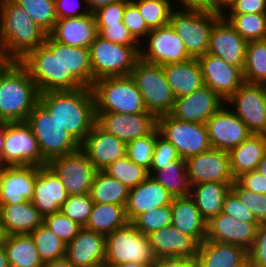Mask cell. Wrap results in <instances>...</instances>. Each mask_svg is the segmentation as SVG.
I'll use <instances>...</instances> for the list:
<instances>
[{"mask_svg":"<svg viewBox=\"0 0 266 267\" xmlns=\"http://www.w3.org/2000/svg\"><path fill=\"white\" fill-rule=\"evenodd\" d=\"M39 102L80 145L96 123L95 100L90 87L40 93Z\"/></svg>","mask_w":266,"mask_h":267,"instance_id":"1","label":"cell"},{"mask_svg":"<svg viewBox=\"0 0 266 267\" xmlns=\"http://www.w3.org/2000/svg\"><path fill=\"white\" fill-rule=\"evenodd\" d=\"M47 35L13 0H0V47L9 61H20Z\"/></svg>","mask_w":266,"mask_h":267,"instance_id":"2","label":"cell"},{"mask_svg":"<svg viewBox=\"0 0 266 267\" xmlns=\"http://www.w3.org/2000/svg\"><path fill=\"white\" fill-rule=\"evenodd\" d=\"M39 91L19 61L0 70V122L26 121L39 102Z\"/></svg>","mask_w":266,"mask_h":267,"instance_id":"3","label":"cell"},{"mask_svg":"<svg viewBox=\"0 0 266 267\" xmlns=\"http://www.w3.org/2000/svg\"><path fill=\"white\" fill-rule=\"evenodd\" d=\"M19 62L27 69L39 93L74 91L83 87L64 68L61 62V43L49 35L43 45L28 52Z\"/></svg>","mask_w":266,"mask_h":267,"instance_id":"4","label":"cell"},{"mask_svg":"<svg viewBox=\"0 0 266 267\" xmlns=\"http://www.w3.org/2000/svg\"><path fill=\"white\" fill-rule=\"evenodd\" d=\"M91 89L95 100V113H150L130 76L100 78L94 81Z\"/></svg>","mask_w":266,"mask_h":267,"instance_id":"5","label":"cell"},{"mask_svg":"<svg viewBox=\"0 0 266 267\" xmlns=\"http://www.w3.org/2000/svg\"><path fill=\"white\" fill-rule=\"evenodd\" d=\"M222 15L196 8H174L169 23L181 37L192 58L205 55L209 49L210 32Z\"/></svg>","mask_w":266,"mask_h":267,"instance_id":"6","label":"cell"},{"mask_svg":"<svg viewBox=\"0 0 266 267\" xmlns=\"http://www.w3.org/2000/svg\"><path fill=\"white\" fill-rule=\"evenodd\" d=\"M139 50L140 45H119L97 35L89 47L92 85L104 77L130 76Z\"/></svg>","mask_w":266,"mask_h":267,"instance_id":"7","label":"cell"},{"mask_svg":"<svg viewBox=\"0 0 266 267\" xmlns=\"http://www.w3.org/2000/svg\"><path fill=\"white\" fill-rule=\"evenodd\" d=\"M130 77L141 93L148 112L156 117L171 112L176 98L167 83L162 65L150 64L139 59Z\"/></svg>","mask_w":266,"mask_h":267,"instance_id":"8","label":"cell"},{"mask_svg":"<svg viewBox=\"0 0 266 267\" xmlns=\"http://www.w3.org/2000/svg\"><path fill=\"white\" fill-rule=\"evenodd\" d=\"M26 122L30 125L40 152L47 162L80 148V144L63 129L40 102L35 105Z\"/></svg>","mask_w":266,"mask_h":267,"instance_id":"9","label":"cell"},{"mask_svg":"<svg viewBox=\"0 0 266 267\" xmlns=\"http://www.w3.org/2000/svg\"><path fill=\"white\" fill-rule=\"evenodd\" d=\"M156 261L147 235L140 233L131 222L106 236L105 264L135 262L149 266Z\"/></svg>","mask_w":266,"mask_h":267,"instance_id":"10","label":"cell"},{"mask_svg":"<svg viewBox=\"0 0 266 267\" xmlns=\"http://www.w3.org/2000/svg\"><path fill=\"white\" fill-rule=\"evenodd\" d=\"M4 147L2 160L4 166H46L38 141L26 121L4 122Z\"/></svg>","mask_w":266,"mask_h":267,"instance_id":"11","label":"cell"},{"mask_svg":"<svg viewBox=\"0 0 266 267\" xmlns=\"http://www.w3.org/2000/svg\"><path fill=\"white\" fill-rule=\"evenodd\" d=\"M157 128L160 135L177 149L184 160L212 148L206 124L185 122L165 114L157 117Z\"/></svg>","mask_w":266,"mask_h":267,"instance_id":"12","label":"cell"},{"mask_svg":"<svg viewBox=\"0 0 266 267\" xmlns=\"http://www.w3.org/2000/svg\"><path fill=\"white\" fill-rule=\"evenodd\" d=\"M191 58L170 23L151 30L140 44L139 59L150 64H174Z\"/></svg>","mask_w":266,"mask_h":267,"instance_id":"13","label":"cell"},{"mask_svg":"<svg viewBox=\"0 0 266 267\" xmlns=\"http://www.w3.org/2000/svg\"><path fill=\"white\" fill-rule=\"evenodd\" d=\"M252 134L266 135V85L244 82L226 101Z\"/></svg>","mask_w":266,"mask_h":267,"instance_id":"14","label":"cell"},{"mask_svg":"<svg viewBox=\"0 0 266 267\" xmlns=\"http://www.w3.org/2000/svg\"><path fill=\"white\" fill-rule=\"evenodd\" d=\"M47 165L59 177L68 195L90 193L97 170L81 148L73 153L56 157Z\"/></svg>","mask_w":266,"mask_h":267,"instance_id":"15","label":"cell"},{"mask_svg":"<svg viewBox=\"0 0 266 267\" xmlns=\"http://www.w3.org/2000/svg\"><path fill=\"white\" fill-rule=\"evenodd\" d=\"M185 161L191 186L204 182H235L228 151L211 148Z\"/></svg>","mask_w":266,"mask_h":267,"instance_id":"16","label":"cell"},{"mask_svg":"<svg viewBox=\"0 0 266 267\" xmlns=\"http://www.w3.org/2000/svg\"><path fill=\"white\" fill-rule=\"evenodd\" d=\"M205 124L211 147L228 152L252 134L246 124L226 105Z\"/></svg>","mask_w":266,"mask_h":267,"instance_id":"17","label":"cell"},{"mask_svg":"<svg viewBox=\"0 0 266 267\" xmlns=\"http://www.w3.org/2000/svg\"><path fill=\"white\" fill-rule=\"evenodd\" d=\"M96 123L127 144L151 134L157 128V117L152 113H96Z\"/></svg>","mask_w":266,"mask_h":267,"instance_id":"18","label":"cell"},{"mask_svg":"<svg viewBox=\"0 0 266 267\" xmlns=\"http://www.w3.org/2000/svg\"><path fill=\"white\" fill-rule=\"evenodd\" d=\"M247 41L234 27L221 16L210 32L209 54L223 59L227 64L239 68L242 72L246 62Z\"/></svg>","mask_w":266,"mask_h":267,"instance_id":"19","label":"cell"},{"mask_svg":"<svg viewBox=\"0 0 266 267\" xmlns=\"http://www.w3.org/2000/svg\"><path fill=\"white\" fill-rule=\"evenodd\" d=\"M224 105L225 101L216 92L203 85L191 94L176 98L169 114L185 122L205 124Z\"/></svg>","mask_w":266,"mask_h":267,"instance_id":"20","label":"cell"},{"mask_svg":"<svg viewBox=\"0 0 266 267\" xmlns=\"http://www.w3.org/2000/svg\"><path fill=\"white\" fill-rule=\"evenodd\" d=\"M204 86L216 92L226 101L244 83L243 72L223 59L209 53L197 58Z\"/></svg>","mask_w":266,"mask_h":267,"instance_id":"21","label":"cell"},{"mask_svg":"<svg viewBox=\"0 0 266 267\" xmlns=\"http://www.w3.org/2000/svg\"><path fill=\"white\" fill-rule=\"evenodd\" d=\"M149 245L158 259L165 257H190L197 259L201 243L174 225L147 234Z\"/></svg>","mask_w":266,"mask_h":267,"instance_id":"22","label":"cell"},{"mask_svg":"<svg viewBox=\"0 0 266 267\" xmlns=\"http://www.w3.org/2000/svg\"><path fill=\"white\" fill-rule=\"evenodd\" d=\"M67 198L66 189L56 173L48 165L35 166V181L31 202L39 212L43 216L59 212Z\"/></svg>","mask_w":266,"mask_h":267,"instance_id":"23","label":"cell"},{"mask_svg":"<svg viewBox=\"0 0 266 267\" xmlns=\"http://www.w3.org/2000/svg\"><path fill=\"white\" fill-rule=\"evenodd\" d=\"M80 148L87 154L97 171H103L126 155V144L103 130L97 123L94 124Z\"/></svg>","mask_w":266,"mask_h":267,"instance_id":"24","label":"cell"},{"mask_svg":"<svg viewBox=\"0 0 266 267\" xmlns=\"http://www.w3.org/2000/svg\"><path fill=\"white\" fill-rule=\"evenodd\" d=\"M259 224L239 221L221 212L207 222L206 240L239 245L248 251Z\"/></svg>","mask_w":266,"mask_h":267,"instance_id":"25","label":"cell"},{"mask_svg":"<svg viewBox=\"0 0 266 267\" xmlns=\"http://www.w3.org/2000/svg\"><path fill=\"white\" fill-rule=\"evenodd\" d=\"M65 258L74 267H90L105 263L106 236L83 227L66 245Z\"/></svg>","mask_w":266,"mask_h":267,"instance_id":"26","label":"cell"},{"mask_svg":"<svg viewBox=\"0 0 266 267\" xmlns=\"http://www.w3.org/2000/svg\"><path fill=\"white\" fill-rule=\"evenodd\" d=\"M173 196L150 175L136 187L129 189L125 213L128 222H132L138 215L171 205Z\"/></svg>","mask_w":266,"mask_h":267,"instance_id":"27","label":"cell"},{"mask_svg":"<svg viewBox=\"0 0 266 267\" xmlns=\"http://www.w3.org/2000/svg\"><path fill=\"white\" fill-rule=\"evenodd\" d=\"M48 35L56 42L68 46L89 48L98 35L95 17L90 13L80 17L57 19Z\"/></svg>","mask_w":266,"mask_h":267,"instance_id":"28","label":"cell"},{"mask_svg":"<svg viewBox=\"0 0 266 267\" xmlns=\"http://www.w3.org/2000/svg\"><path fill=\"white\" fill-rule=\"evenodd\" d=\"M35 181V166L2 167V204H17L32 201Z\"/></svg>","mask_w":266,"mask_h":267,"instance_id":"29","label":"cell"},{"mask_svg":"<svg viewBox=\"0 0 266 267\" xmlns=\"http://www.w3.org/2000/svg\"><path fill=\"white\" fill-rule=\"evenodd\" d=\"M248 261V251L235 244L204 240L199 248L197 267H241Z\"/></svg>","mask_w":266,"mask_h":267,"instance_id":"30","label":"cell"},{"mask_svg":"<svg viewBox=\"0 0 266 267\" xmlns=\"http://www.w3.org/2000/svg\"><path fill=\"white\" fill-rule=\"evenodd\" d=\"M0 217L7 235L30 234L44 221V216L31 201L2 204L0 206Z\"/></svg>","mask_w":266,"mask_h":267,"instance_id":"31","label":"cell"},{"mask_svg":"<svg viewBox=\"0 0 266 267\" xmlns=\"http://www.w3.org/2000/svg\"><path fill=\"white\" fill-rule=\"evenodd\" d=\"M172 225L181 232L196 238L200 243L206 239L207 221L202 217L190 196L174 197L171 203Z\"/></svg>","mask_w":266,"mask_h":267,"instance_id":"32","label":"cell"},{"mask_svg":"<svg viewBox=\"0 0 266 267\" xmlns=\"http://www.w3.org/2000/svg\"><path fill=\"white\" fill-rule=\"evenodd\" d=\"M162 67L167 83L175 98L191 94L204 85L201 67L197 58H191L180 63L162 65Z\"/></svg>","mask_w":266,"mask_h":267,"instance_id":"33","label":"cell"},{"mask_svg":"<svg viewBox=\"0 0 266 267\" xmlns=\"http://www.w3.org/2000/svg\"><path fill=\"white\" fill-rule=\"evenodd\" d=\"M266 153V135L251 134L229 151L230 169L236 180L244 173L257 170Z\"/></svg>","mask_w":266,"mask_h":267,"instance_id":"34","label":"cell"},{"mask_svg":"<svg viewBox=\"0 0 266 267\" xmlns=\"http://www.w3.org/2000/svg\"><path fill=\"white\" fill-rule=\"evenodd\" d=\"M232 184L227 182H204L191 186L190 197L207 222L222 212L225 197L231 190Z\"/></svg>","mask_w":266,"mask_h":267,"instance_id":"35","label":"cell"},{"mask_svg":"<svg viewBox=\"0 0 266 267\" xmlns=\"http://www.w3.org/2000/svg\"><path fill=\"white\" fill-rule=\"evenodd\" d=\"M10 267H43L31 234L7 235L3 244Z\"/></svg>","mask_w":266,"mask_h":267,"instance_id":"36","label":"cell"},{"mask_svg":"<svg viewBox=\"0 0 266 267\" xmlns=\"http://www.w3.org/2000/svg\"><path fill=\"white\" fill-rule=\"evenodd\" d=\"M148 173L173 197L190 196L191 184L184 159L173 160L162 169L149 170Z\"/></svg>","mask_w":266,"mask_h":267,"instance_id":"37","label":"cell"},{"mask_svg":"<svg viewBox=\"0 0 266 267\" xmlns=\"http://www.w3.org/2000/svg\"><path fill=\"white\" fill-rule=\"evenodd\" d=\"M128 223L125 206L93 203L90 218L85 228L105 236Z\"/></svg>","mask_w":266,"mask_h":267,"instance_id":"38","label":"cell"},{"mask_svg":"<svg viewBox=\"0 0 266 267\" xmlns=\"http://www.w3.org/2000/svg\"><path fill=\"white\" fill-rule=\"evenodd\" d=\"M129 188L109 176L105 171H97L90 189L93 203L126 206Z\"/></svg>","mask_w":266,"mask_h":267,"instance_id":"39","label":"cell"},{"mask_svg":"<svg viewBox=\"0 0 266 267\" xmlns=\"http://www.w3.org/2000/svg\"><path fill=\"white\" fill-rule=\"evenodd\" d=\"M61 62L65 69L83 86L92 87V67L89 48L61 43Z\"/></svg>","mask_w":266,"mask_h":267,"instance_id":"40","label":"cell"},{"mask_svg":"<svg viewBox=\"0 0 266 267\" xmlns=\"http://www.w3.org/2000/svg\"><path fill=\"white\" fill-rule=\"evenodd\" d=\"M244 82L266 85V39L247 42Z\"/></svg>","mask_w":266,"mask_h":267,"instance_id":"41","label":"cell"},{"mask_svg":"<svg viewBox=\"0 0 266 267\" xmlns=\"http://www.w3.org/2000/svg\"><path fill=\"white\" fill-rule=\"evenodd\" d=\"M222 16L247 42L266 39V13H223Z\"/></svg>","mask_w":266,"mask_h":267,"instance_id":"42","label":"cell"},{"mask_svg":"<svg viewBox=\"0 0 266 267\" xmlns=\"http://www.w3.org/2000/svg\"><path fill=\"white\" fill-rule=\"evenodd\" d=\"M30 234L43 263L65 258L66 244L46 225H40Z\"/></svg>","mask_w":266,"mask_h":267,"instance_id":"43","label":"cell"},{"mask_svg":"<svg viewBox=\"0 0 266 267\" xmlns=\"http://www.w3.org/2000/svg\"><path fill=\"white\" fill-rule=\"evenodd\" d=\"M103 171L123 183L129 189L144 182L149 176L147 169L132 162L126 155L117 159Z\"/></svg>","mask_w":266,"mask_h":267,"instance_id":"44","label":"cell"},{"mask_svg":"<svg viewBox=\"0 0 266 267\" xmlns=\"http://www.w3.org/2000/svg\"><path fill=\"white\" fill-rule=\"evenodd\" d=\"M30 18L49 34L57 21L55 0H13Z\"/></svg>","mask_w":266,"mask_h":267,"instance_id":"45","label":"cell"},{"mask_svg":"<svg viewBox=\"0 0 266 267\" xmlns=\"http://www.w3.org/2000/svg\"><path fill=\"white\" fill-rule=\"evenodd\" d=\"M139 9L150 30L169 23L174 7L170 0H131Z\"/></svg>","mask_w":266,"mask_h":267,"instance_id":"46","label":"cell"},{"mask_svg":"<svg viewBox=\"0 0 266 267\" xmlns=\"http://www.w3.org/2000/svg\"><path fill=\"white\" fill-rule=\"evenodd\" d=\"M160 135L156 128L151 134L132 140L126 144V156L137 165L143 166L148 171L152 165V157L155 149L156 139Z\"/></svg>","mask_w":266,"mask_h":267,"instance_id":"47","label":"cell"},{"mask_svg":"<svg viewBox=\"0 0 266 267\" xmlns=\"http://www.w3.org/2000/svg\"><path fill=\"white\" fill-rule=\"evenodd\" d=\"M135 228L145 235L157 231L172 223L171 205H165L155 210L138 215L132 222Z\"/></svg>","mask_w":266,"mask_h":267,"instance_id":"48","label":"cell"},{"mask_svg":"<svg viewBox=\"0 0 266 267\" xmlns=\"http://www.w3.org/2000/svg\"><path fill=\"white\" fill-rule=\"evenodd\" d=\"M93 208V201L90 193L68 195L67 200L61 206L60 211L71 220L85 227L89 221Z\"/></svg>","mask_w":266,"mask_h":267,"instance_id":"49","label":"cell"},{"mask_svg":"<svg viewBox=\"0 0 266 267\" xmlns=\"http://www.w3.org/2000/svg\"><path fill=\"white\" fill-rule=\"evenodd\" d=\"M43 224L67 245L83 228L79 223L65 216L61 211L44 216Z\"/></svg>","mask_w":266,"mask_h":267,"instance_id":"50","label":"cell"},{"mask_svg":"<svg viewBox=\"0 0 266 267\" xmlns=\"http://www.w3.org/2000/svg\"><path fill=\"white\" fill-rule=\"evenodd\" d=\"M231 190L238 196L240 201L251 210L259 222H266V194L247 190L236 180L232 184Z\"/></svg>","mask_w":266,"mask_h":267,"instance_id":"51","label":"cell"},{"mask_svg":"<svg viewBox=\"0 0 266 267\" xmlns=\"http://www.w3.org/2000/svg\"><path fill=\"white\" fill-rule=\"evenodd\" d=\"M122 22L139 44H141L147 34L151 31L147 27L146 21L140 14L138 7L131 0L125 5Z\"/></svg>","mask_w":266,"mask_h":267,"instance_id":"52","label":"cell"},{"mask_svg":"<svg viewBox=\"0 0 266 267\" xmlns=\"http://www.w3.org/2000/svg\"><path fill=\"white\" fill-rule=\"evenodd\" d=\"M176 159L183 158L179 156L177 149L169 141L159 135L156 139L150 170L162 169L168 163Z\"/></svg>","mask_w":266,"mask_h":267,"instance_id":"53","label":"cell"},{"mask_svg":"<svg viewBox=\"0 0 266 267\" xmlns=\"http://www.w3.org/2000/svg\"><path fill=\"white\" fill-rule=\"evenodd\" d=\"M222 213L246 223H260L232 190L225 197Z\"/></svg>","mask_w":266,"mask_h":267,"instance_id":"54","label":"cell"},{"mask_svg":"<svg viewBox=\"0 0 266 267\" xmlns=\"http://www.w3.org/2000/svg\"><path fill=\"white\" fill-rule=\"evenodd\" d=\"M98 35L119 45H140L123 22L114 25H97Z\"/></svg>","mask_w":266,"mask_h":267,"instance_id":"55","label":"cell"},{"mask_svg":"<svg viewBox=\"0 0 266 267\" xmlns=\"http://www.w3.org/2000/svg\"><path fill=\"white\" fill-rule=\"evenodd\" d=\"M129 0H119L98 8L93 12L96 25H114L121 23L125 11V5Z\"/></svg>","mask_w":266,"mask_h":267,"instance_id":"56","label":"cell"},{"mask_svg":"<svg viewBox=\"0 0 266 267\" xmlns=\"http://www.w3.org/2000/svg\"><path fill=\"white\" fill-rule=\"evenodd\" d=\"M248 261L253 267H266V222H260L252 247L248 250Z\"/></svg>","mask_w":266,"mask_h":267,"instance_id":"57","label":"cell"},{"mask_svg":"<svg viewBox=\"0 0 266 267\" xmlns=\"http://www.w3.org/2000/svg\"><path fill=\"white\" fill-rule=\"evenodd\" d=\"M55 8L58 19L80 17L91 13L87 0H55Z\"/></svg>","mask_w":266,"mask_h":267,"instance_id":"58","label":"cell"},{"mask_svg":"<svg viewBox=\"0 0 266 267\" xmlns=\"http://www.w3.org/2000/svg\"><path fill=\"white\" fill-rule=\"evenodd\" d=\"M224 13H266V0H231Z\"/></svg>","mask_w":266,"mask_h":267,"instance_id":"59","label":"cell"},{"mask_svg":"<svg viewBox=\"0 0 266 267\" xmlns=\"http://www.w3.org/2000/svg\"><path fill=\"white\" fill-rule=\"evenodd\" d=\"M236 181L247 190L266 194V176L257 170L242 174Z\"/></svg>","mask_w":266,"mask_h":267,"instance_id":"60","label":"cell"},{"mask_svg":"<svg viewBox=\"0 0 266 267\" xmlns=\"http://www.w3.org/2000/svg\"><path fill=\"white\" fill-rule=\"evenodd\" d=\"M156 263L157 267H197V259L190 257H165Z\"/></svg>","mask_w":266,"mask_h":267,"instance_id":"61","label":"cell"},{"mask_svg":"<svg viewBox=\"0 0 266 267\" xmlns=\"http://www.w3.org/2000/svg\"><path fill=\"white\" fill-rule=\"evenodd\" d=\"M230 2L231 0H198V9L223 15Z\"/></svg>","mask_w":266,"mask_h":267,"instance_id":"62","label":"cell"},{"mask_svg":"<svg viewBox=\"0 0 266 267\" xmlns=\"http://www.w3.org/2000/svg\"><path fill=\"white\" fill-rule=\"evenodd\" d=\"M119 0H87V6L91 13L96 11L98 8L106 6L111 3L118 2Z\"/></svg>","mask_w":266,"mask_h":267,"instance_id":"63","label":"cell"},{"mask_svg":"<svg viewBox=\"0 0 266 267\" xmlns=\"http://www.w3.org/2000/svg\"><path fill=\"white\" fill-rule=\"evenodd\" d=\"M179 1V2H178ZM177 2V7L175 3ZM170 0V3L174 8H196L198 9V0ZM175 4V5H174Z\"/></svg>","mask_w":266,"mask_h":267,"instance_id":"64","label":"cell"},{"mask_svg":"<svg viewBox=\"0 0 266 267\" xmlns=\"http://www.w3.org/2000/svg\"><path fill=\"white\" fill-rule=\"evenodd\" d=\"M43 267H74L66 258L57 260V261H49L44 263Z\"/></svg>","mask_w":266,"mask_h":267,"instance_id":"65","label":"cell"},{"mask_svg":"<svg viewBox=\"0 0 266 267\" xmlns=\"http://www.w3.org/2000/svg\"><path fill=\"white\" fill-rule=\"evenodd\" d=\"M4 122H0V167H5L2 160V150L4 147Z\"/></svg>","mask_w":266,"mask_h":267,"instance_id":"66","label":"cell"},{"mask_svg":"<svg viewBox=\"0 0 266 267\" xmlns=\"http://www.w3.org/2000/svg\"><path fill=\"white\" fill-rule=\"evenodd\" d=\"M0 267H10L3 245L0 246Z\"/></svg>","mask_w":266,"mask_h":267,"instance_id":"67","label":"cell"},{"mask_svg":"<svg viewBox=\"0 0 266 267\" xmlns=\"http://www.w3.org/2000/svg\"><path fill=\"white\" fill-rule=\"evenodd\" d=\"M108 267H145V265L135 263V262H127L122 264H107Z\"/></svg>","mask_w":266,"mask_h":267,"instance_id":"68","label":"cell"},{"mask_svg":"<svg viewBox=\"0 0 266 267\" xmlns=\"http://www.w3.org/2000/svg\"><path fill=\"white\" fill-rule=\"evenodd\" d=\"M257 171L266 176V153L264 155V157L262 158V160L259 162L258 167H257Z\"/></svg>","mask_w":266,"mask_h":267,"instance_id":"69","label":"cell"},{"mask_svg":"<svg viewBox=\"0 0 266 267\" xmlns=\"http://www.w3.org/2000/svg\"><path fill=\"white\" fill-rule=\"evenodd\" d=\"M6 238H7V233L5 231L4 225L2 223V219L0 217V246L5 243Z\"/></svg>","mask_w":266,"mask_h":267,"instance_id":"70","label":"cell"},{"mask_svg":"<svg viewBox=\"0 0 266 267\" xmlns=\"http://www.w3.org/2000/svg\"><path fill=\"white\" fill-rule=\"evenodd\" d=\"M8 59L5 57L2 48L0 47V70L8 63Z\"/></svg>","mask_w":266,"mask_h":267,"instance_id":"71","label":"cell"},{"mask_svg":"<svg viewBox=\"0 0 266 267\" xmlns=\"http://www.w3.org/2000/svg\"><path fill=\"white\" fill-rule=\"evenodd\" d=\"M1 185H2V167H0V199H1Z\"/></svg>","mask_w":266,"mask_h":267,"instance_id":"72","label":"cell"},{"mask_svg":"<svg viewBox=\"0 0 266 267\" xmlns=\"http://www.w3.org/2000/svg\"><path fill=\"white\" fill-rule=\"evenodd\" d=\"M90 267H108V266H107V264L102 263V264H97V265L90 266Z\"/></svg>","mask_w":266,"mask_h":267,"instance_id":"73","label":"cell"},{"mask_svg":"<svg viewBox=\"0 0 266 267\" xmlns=\"http://www.w3.org/2000/svg\"><path fill=\"white\" fill-rule=\"evenodd\" d=\"M241 267H253V265L247 261L245 264H243Z\"/></svg>","mask_w":266,"mask_h":267,"instance_id":"74","label":"cell"},{"mask_svg":"<svg viewBox=\"0 0 266 267\" xmlns=\"http://www.w3.org/2000/svg\"><path fill=\"white\" fill-rule=\"evenodd\" d=\"M145 267H157V263H155L153 265L145 266Z\"/></svg>","mask_w":266,"mask_h":267,"instance_id":"75","label":"cell"}]
</instances>
